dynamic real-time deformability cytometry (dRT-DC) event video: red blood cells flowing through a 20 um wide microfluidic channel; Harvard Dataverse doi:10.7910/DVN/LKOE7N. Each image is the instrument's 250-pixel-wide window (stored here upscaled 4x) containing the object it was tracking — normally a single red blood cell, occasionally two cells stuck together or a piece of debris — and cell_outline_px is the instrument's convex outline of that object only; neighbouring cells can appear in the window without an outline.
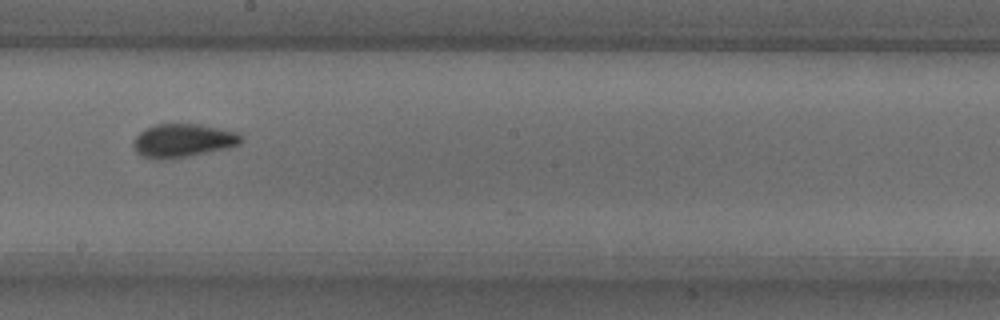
{"species": "common noctule bat (a hibernating species)", "species_latin": "Nyctalus noctula", "temperature_condition": "warm", "stored_images_in_passage": 52, "camera_frame_rate_fps": 3000, "um_per_image_px": 0.085, "animal": {"sex": "male", "body_mass_g": 18.8}, "frame": {"image": 1, "passage_image": 29, "time_ms": 9.333, "image_size_px": [1000, 320], "cell_outline_px": [[244, 140], [240, 144], [228, 148], [168, 160], [156, 160], [140, 156], [136, 152], [132, 144], [132, 140], [144, 128], [156, 124], [200, 124], [240, 132], [244, 136]], "centroid_in_image_um": [15.55, 11.95], "position_along_channel_um": 232.6, "area_um2": 21.56}}
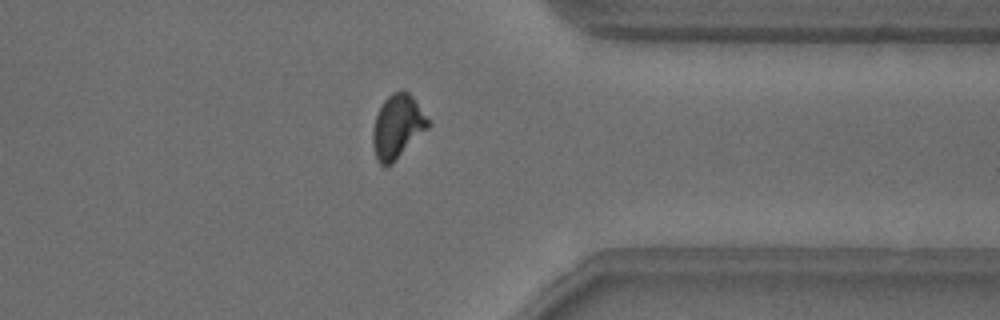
{"frame": {"image": 2, "passage_image": 41, "time_ms": 13.333, "image_size_px": [1000, 320], "cell_outline_px": [[428, 128], [388, 168], [384, 168], [376, 160], [372, 144], [372, 132], [376, 116], [384, 100], [392, 92], [400, 88], [404, 88], [412, 96], [428, 120]], "centroid_in_image_um": [33.74, 10.78], "position_along_channel_um": 377.7, "area_um2": 20.58}}
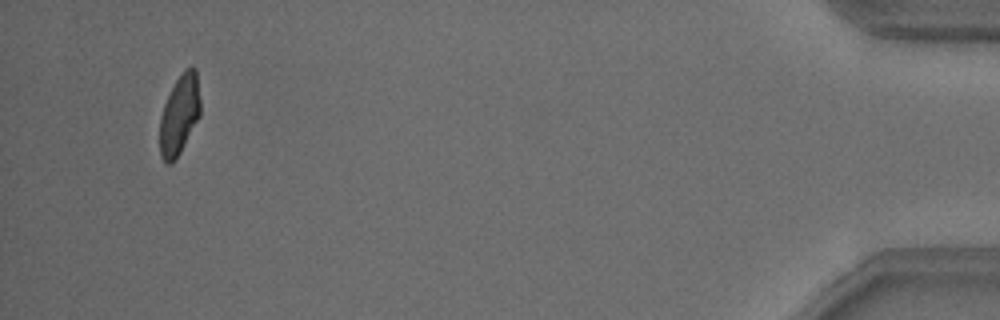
{"frame": {"image": 3, "passage_image": 50, "time_ms": 16.333, "image_size_px": [1000, 320], "cell_outline_px": [[200, 116], [180, 152], [168, 164], [164, 164], [160, 156], [160, 116], [164, 104], [176, 80], [184, 68], [192, 64], [196, 68], [200, 100]], "centroid_in_image_um": [15.26, 9.71], "position_along_channel_um": 419.9, "area_um2": 18.84}, "authors_computed_cell_mechanics": {"area_um2": 20.1144, "velocity_mm_per_s": 3.8329, "shape_relaxation_time_tau1_ms": 4.6417, "shape_relaxation_time_tau2_ms": 1.3304, "deformation_change_tau1": 0.1597, "deformation_change_tau2": 0.068}}